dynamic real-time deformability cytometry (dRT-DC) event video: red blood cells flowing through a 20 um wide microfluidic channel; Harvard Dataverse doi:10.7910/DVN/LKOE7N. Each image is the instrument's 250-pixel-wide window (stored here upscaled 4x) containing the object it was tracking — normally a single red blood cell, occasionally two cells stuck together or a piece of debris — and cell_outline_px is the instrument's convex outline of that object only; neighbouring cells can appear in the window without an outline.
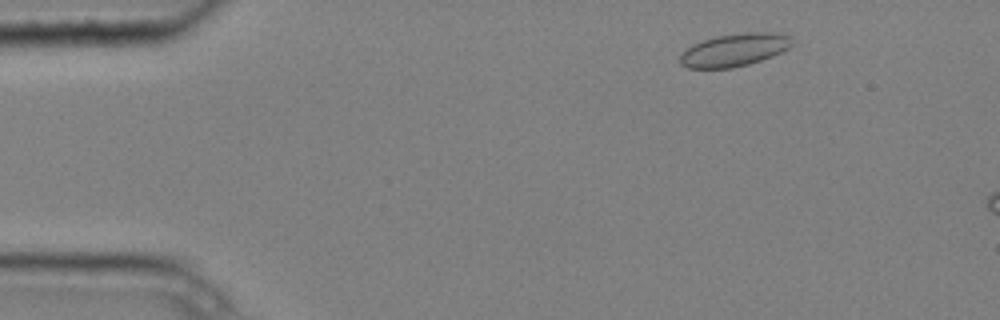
{"species": "common noctule bat (a hibernating species)", "species_latin": "Nyctalus noctula", "temperature_condition": "cold", "stored_images_in_passage": 4, "camera_frame_rate_fps": 3000, "um_per_image_px": 0.085, "animal": {"sex": "male", "body_mass_g": 20.4}, "frame": {"image": 1, "passage_image": 2, "time_ms": 0.333, "image_size_px": [1000, 320], "cell_outline_px": [[796, 44], [772, 56], [748, 64], [732, 68], [688, 68], [680, 64], [680, 56], [692, 44], [716, 36], [744, 32], [768, 32], [788, 36], [796, 40]], "centroid_in_image_um": [62.45, 4.24], "position_along_channel_um": 22.5, "area_um2": 21.33}}